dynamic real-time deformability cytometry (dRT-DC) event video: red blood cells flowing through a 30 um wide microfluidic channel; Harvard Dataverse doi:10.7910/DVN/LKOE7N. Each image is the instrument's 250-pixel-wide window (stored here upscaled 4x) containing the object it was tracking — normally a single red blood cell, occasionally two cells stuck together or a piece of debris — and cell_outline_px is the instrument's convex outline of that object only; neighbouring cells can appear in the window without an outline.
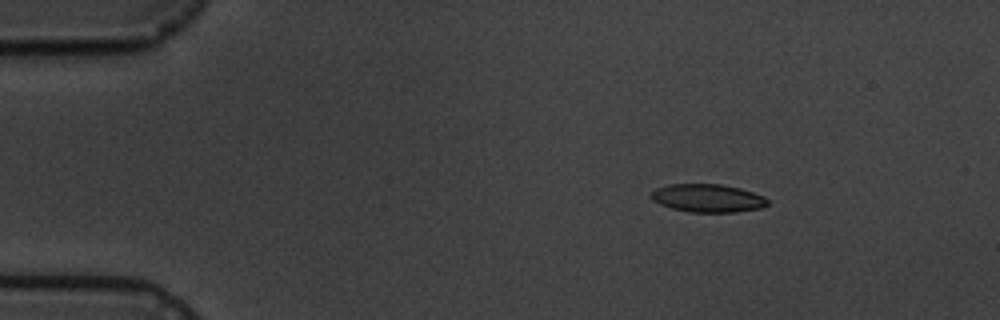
{"species": "common noctule bat (a hibernating species)", "species_latin": "Nyctalus noctula", "temperature_condition": "cold", "stored_images_in_passage": 4, "camera_frame_rate_fps": 3000, "um_per_image_px": 0.085, "animal": {"sex": "male", "body_mass_g": 19.5, "forearm_length_mm": 54.6}, "frame": {"image": 1, "passage_image": 2, "time_ms": 1.667, "image_size_px": [1000, 320], "cell_outline_px": [[768, 204], [760, 208], [736, 212], [688, 212], [672, 208], [660, 204], [652, 200], [648, 196], [656, 188], [668, 184], [720, 184], [740, 188], [764, 196], [768, 200]], "centroid_in_image_um": [60.13, 16.84], "position_along_channel_um": 24.9, "area_um2": 19.13}}